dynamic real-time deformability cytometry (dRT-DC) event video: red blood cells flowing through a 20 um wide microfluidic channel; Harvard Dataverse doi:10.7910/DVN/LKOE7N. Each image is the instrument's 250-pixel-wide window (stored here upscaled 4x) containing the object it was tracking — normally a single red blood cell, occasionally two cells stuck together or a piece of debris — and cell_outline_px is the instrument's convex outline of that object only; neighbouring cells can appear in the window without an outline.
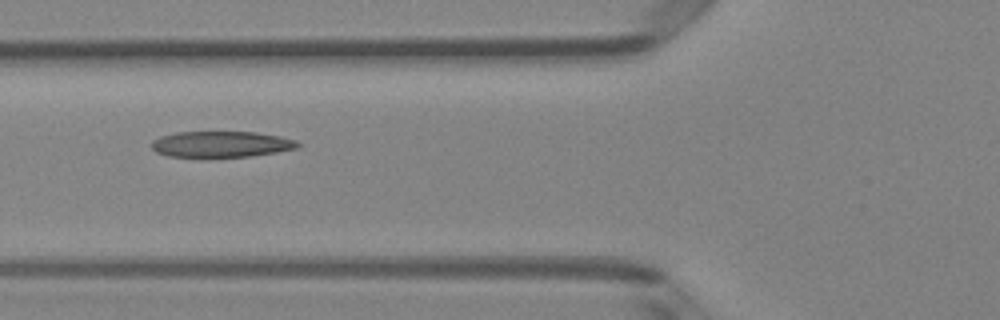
{"species": "Egyptian fruit bat (a non-hibernating species)", "species_latin": "Rousettus aegyptiacus", "temperature_condition": "room temperature", "stored_images_in_passage": 10, "camera_frame_rate_fps": 3000, "um_per_image_px": 0.085, "animal": {"sex": "female"}, "frame": {"image": 1, "passage_image": 7, "time_ms": 2.0, "image_size_px": [1000, 320], "cell_outline_px": [[300, 144], [296, 148], [276, 152], [252, 156], [168, 156], [156, 152], [152, 148], [152, 140], [160, 136], [176, 132], [256, 132], [280, 136], [296, 140]], "centroid_in_image_um": [18.8, 12.24], "position_along_channel_um": 107.0, "area_um2": 21.91}}
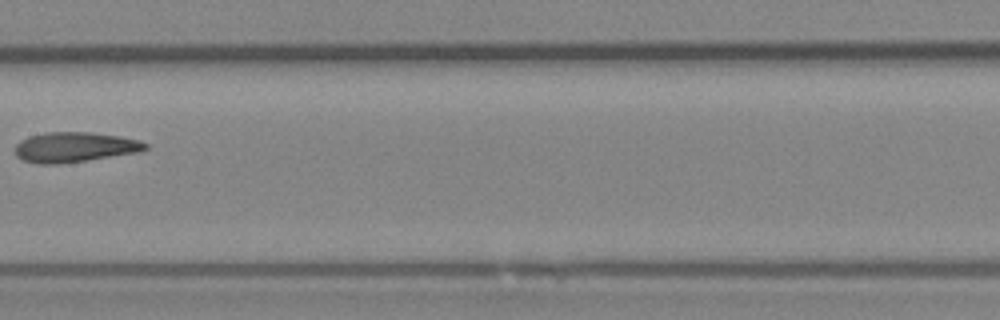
{"frame": {"image": 2, "passage_image": 9, "time_ms": 2.667, "image_size_px": [1000, 320], "cell_outline_px": [[148, 148], [140, 152], [88, 160], [60, 164], [36, 164], [24, 160], [16, 156], [16, 144], [20, 140], [28, 136], [44, 132], [88, 132], [116, 136], [140, 140], [148, 144]], "centroid_in_image_um": [6.33, 12.51], "position_along_channel_um": 201.1, "area_um2": 22.89}}
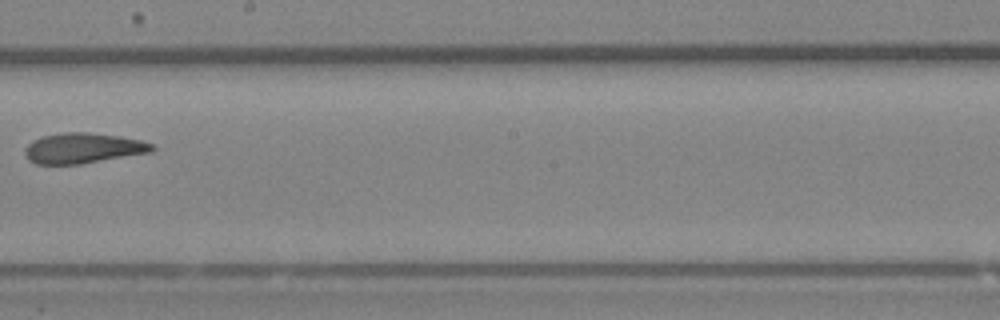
{"frame": {"image": 3, "passage_image": 10, "time_ms": 3.0, "image_size_px": [1000, 320], "cell_outline_px": [[156, 148], [152, 152], [80, 164], [36, 164], [28, 160], [24, 152], [24, 148], [32, 140], [44, 136], [64, 132], [88, 132], [120, 136], [140, 140], [152, 144]], "centroid_in_image_um": [7.05, 12.59], "position_along_channel_um": 241.2, "area_um2": 22.54}}